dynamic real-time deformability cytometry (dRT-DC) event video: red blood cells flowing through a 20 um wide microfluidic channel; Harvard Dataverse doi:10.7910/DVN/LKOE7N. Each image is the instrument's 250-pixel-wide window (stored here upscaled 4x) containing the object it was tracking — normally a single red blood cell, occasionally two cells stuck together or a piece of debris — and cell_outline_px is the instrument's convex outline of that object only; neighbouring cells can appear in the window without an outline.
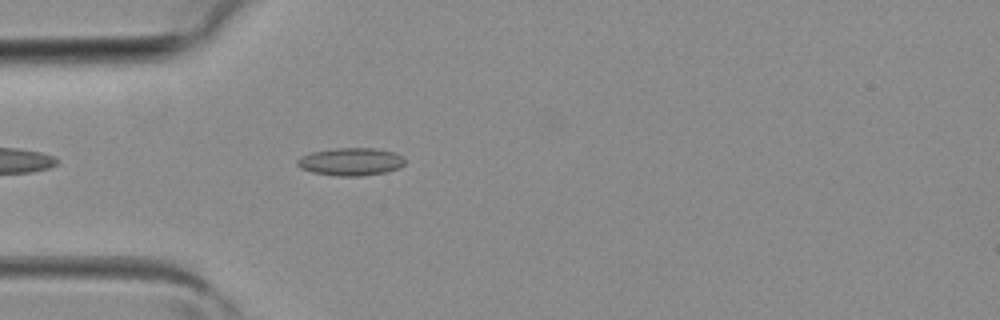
{"species": "common noctule bat (a hibernating species)", "species_latin": "Nyctalus noctula", "temperature_condition": "room temperature", "stored_images_in_passage": 3, "camera_frame_rate_fps": 3000, "um_per_image_px": 0.085, "animal": {"sex": "female", "body_mass_g": 19.3, "forearm_length_mm": 54.1}, "frame": {"image": 1, "passage_image": 3, "time_ms": 0.667, "image_size_px": [1000, 320], "cell_outline_px": [[404, 164], [400, 168], [388, 172], [360, 176], [336, 176], [312, 172], [300, 168], [296, 164], [296, 160], [300, 156], [312, 152], [336, 148], [376, 148], [396, 152], [404, 160]], "centroid_in_image_um": [29.81, 13.74], "position_along_channel_um": 55.2, "area_um2": 17.57}}